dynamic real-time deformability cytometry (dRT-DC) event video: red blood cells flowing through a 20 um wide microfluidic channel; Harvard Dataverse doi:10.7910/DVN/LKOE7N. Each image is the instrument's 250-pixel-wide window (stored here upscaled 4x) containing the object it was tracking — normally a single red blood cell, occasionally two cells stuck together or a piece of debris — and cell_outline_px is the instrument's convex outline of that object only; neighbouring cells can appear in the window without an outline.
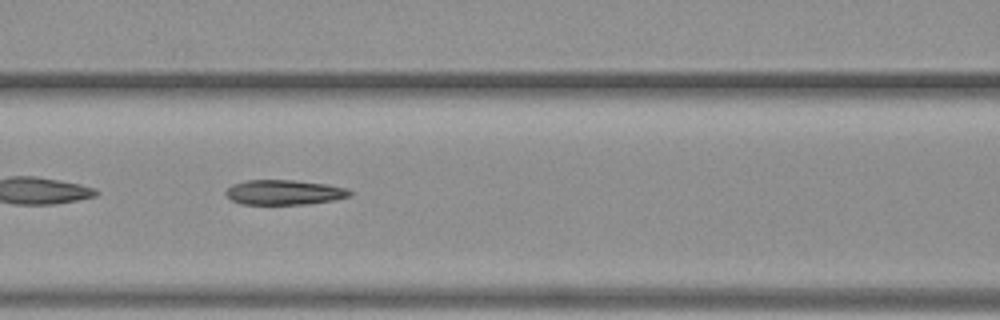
{"species": "common noctule bat (a hibernating species)", "species_latin": "Nyctalus noctula", "temperature_condition": "warm", "stored_images_in_passage": 53, "camera_frame_rate_fps": 3000, "um_per_image_px": 0.085, "animal": {"sex": "female", "body_mass_g": 19.3, "forearm_length_mm": 54.1}, "frame": {"image": 1, "passage_image": 23, "time_ms": 7.333, "image_size_px": [1000, 320], "cell_outline_px": [[352, 196], [332, 200], [308, 204], [240, 204], [232, 200], [224, 192], [232, 184], [248, 180], [292, 180], [324, 184], [344, 188], [352, 192]], "centroid_in_image_um": [24.13, 16.35], "position_along_channel_um": 142.5, "area_um2": 17.8}, "authors_computed_cell_mechanics": {"area_um2": 18.496, "velocity_mm_per_s": 3.8435, "shape_relaxation_time_tau1_ms": null, "shape_relaxation_time_tau2_ms": 4.7877, "deformation_change_tau1": null, "deformation_change_tau2": 0.1416}}